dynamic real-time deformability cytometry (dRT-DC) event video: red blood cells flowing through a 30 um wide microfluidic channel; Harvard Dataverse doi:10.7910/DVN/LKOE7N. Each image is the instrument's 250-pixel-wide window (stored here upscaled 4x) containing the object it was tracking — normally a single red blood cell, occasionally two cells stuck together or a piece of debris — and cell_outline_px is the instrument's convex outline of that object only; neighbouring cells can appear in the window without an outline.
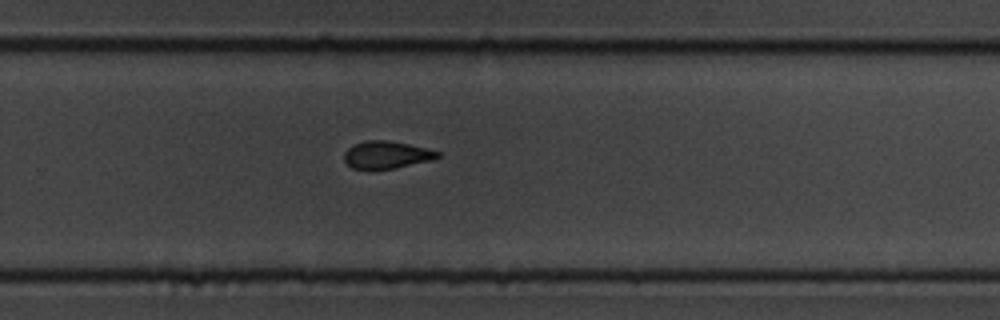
{"species": "common noctule bat (a hibernating species)", "species_latin": "Nyctalus noctula", "temperature_condition": "cold", "stored_images_in_passage": 12, "camera_frame_rate_fps": 3000, "um_per_image_px": 0.085, "animal": {"sex": "male", "body_mass_g": 19.5, "forearm_length_mm": 54.6}, "frame": {"image": 1, "passage_image": 12, "time_ms": 13.333, "image_size_px": [1000, 320], "cell_outline_px": [[440, 156], [432, 160], [396, 168], [372, 172], [368, 172], [352, 168], [344, 160], [344, 152], [352, 144], [364, 140], [388, 140], [428, 148], [440, 152]], "centroid_in_image_um": [32.81, 13.19], "position_along_channel_um": 297.0, "area_um2": 15.61}}